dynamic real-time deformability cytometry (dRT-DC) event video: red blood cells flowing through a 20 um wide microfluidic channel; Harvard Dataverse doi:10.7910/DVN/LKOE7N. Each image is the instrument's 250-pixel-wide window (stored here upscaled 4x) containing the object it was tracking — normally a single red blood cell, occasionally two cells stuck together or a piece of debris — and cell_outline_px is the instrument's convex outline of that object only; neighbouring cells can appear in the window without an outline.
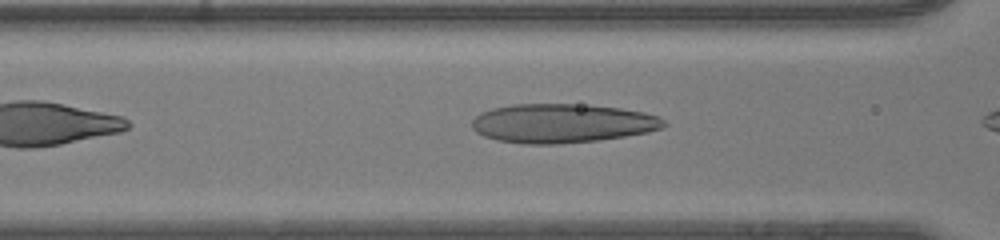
{"species": "human", "species_latin": "Homo sapiens", "temperature_condition": "room temperature", "stored_images_in_passage": 22, "camera_frame_rate_fps": 3000, "um_per_image_px": 0.085, "donor": {"sex": "male"}, "frame": {"image": 1, "passage_image": 6, "time_ms": 1.667, "image_size_px": [1000, 240], "cell_outline_px": [[668, 124], [664, 128], [648, 132], [624, 136], [596, 140], [560, 144], [524, 144], [496, 140], [484, 136], [476, 132], [472, 128], [472, 120], [480, 112], [492, 108], [512, 104], [588, 104], [620, 108], [644, 112], [656, 116], [664, 120]], "centroid_in_image_um": [47.77, 10.47], "position_along_channel_um": 118.8, "area_um2": 43.93}}
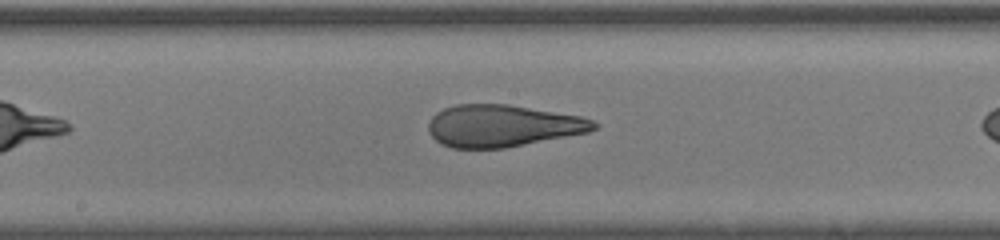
{"frame": {"image": 2, "passage_image": 12, "time_ms": 3.667, "image_size_px": [1000, 240], "cell_outline_px": [[600, 124], [596, 128], [588, 132], [504, 148], [452, 148], [440, 144], [428, 132], [428, 124], [432, 116], [436, 112], [444, 108], [456, 104], [508, 104], [580, 116], [592, 120]], "centroid_in_image_um": [42.68, 10.69], "position_along_channel_um": 205.5, "area_um2": 40.46}}
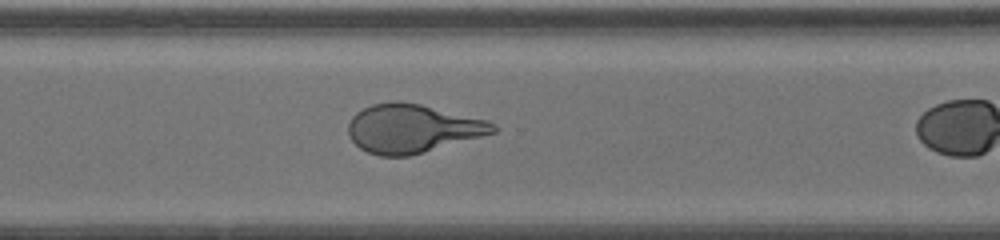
{"frame": {"image": 3, "passage_image": 21, "time_ms": 6.667, "image_size_px": [1000, 240], "cell_outline_px": [[496, 132], [408, 156], [380, 156], [368, 152], [360, 148], [348, 136], [348, 124], [352, 116], [356, 112], [372, 104], [392, 100], [396, 100], [420, 104], [488, 120], [496, 128]], "centroid_in_image_um": [35.0, 10.91], "position_along_channel_um": 335.6, "area_um2": 40.69}}